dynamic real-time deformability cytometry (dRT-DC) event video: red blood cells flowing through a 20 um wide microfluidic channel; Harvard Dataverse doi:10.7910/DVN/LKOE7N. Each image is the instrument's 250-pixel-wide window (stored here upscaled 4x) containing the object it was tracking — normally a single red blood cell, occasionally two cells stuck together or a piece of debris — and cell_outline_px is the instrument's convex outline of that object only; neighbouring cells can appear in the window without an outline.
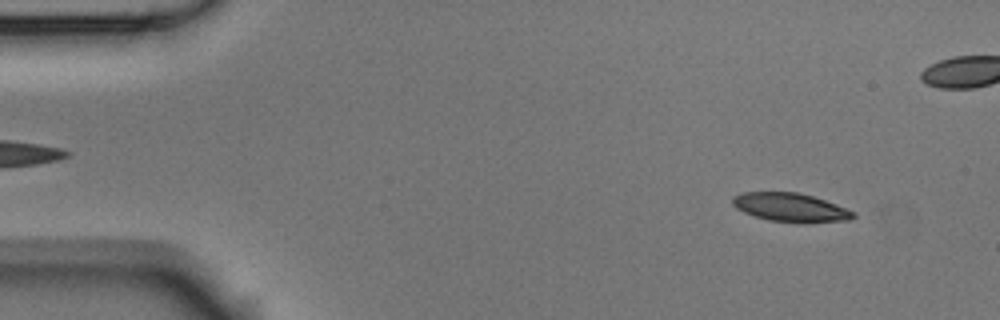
{"species": "Egyptian fruit bat (a non-hibernating species)", "species_latin": "Rousettus aegyptiacus", "temperature_condition": "room temperature", "stored_images_in_passage": 6, "segment_of_instrument_passage": [1, 2], "camera_frame_rate_fps": 3000, "um_per_image_px": 0.085, "animal": {"sex": "male"}, "frame": {"image": 1, "passage_image": 1, "time_ms": 0.0, "image_size_px": [1000, 320], "cell_outline_px": [[856, 216], [848, 220], [804, 224], [800, 224], [768, 220], [744, 212], [736, 208], [732, 204], [732, 196], [740, 192], [796, 192], [812, 196], [836, 204], [856, 212]], "centroid_in_image_um": [67.2, 17.65], "position_along_channel_um": 17.8, "area_um2": 20.46}}
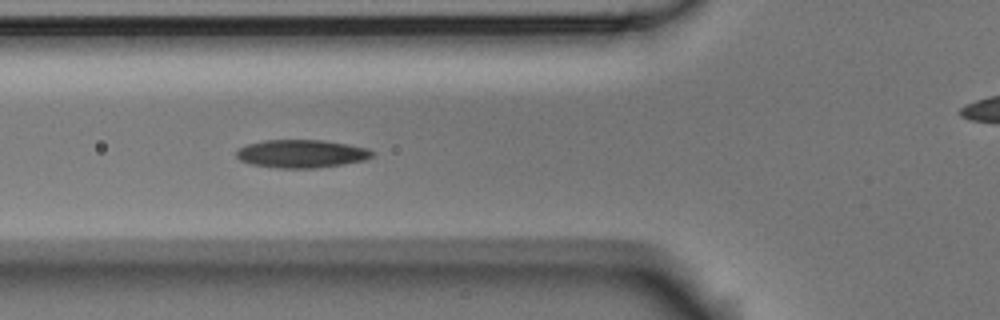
{"frame": {"image": 2, "passage_image": 5, "time_ms": 1.333, "image_size_px": [1000, 320], "cell_outline_px": [[376, 152], [372, 156], [364, 160], [344, 164], [316, 168], [276, 168], [248, 164], [240, 160], [236, 156], [236, 152], [244, 144], [264, 140], [324, 140], [348, 144], [368, 148]], "centroid_in_image_um": [25.61, 13.06], "position_along_channel_um": 100.2, "area_um2": 22.48}}